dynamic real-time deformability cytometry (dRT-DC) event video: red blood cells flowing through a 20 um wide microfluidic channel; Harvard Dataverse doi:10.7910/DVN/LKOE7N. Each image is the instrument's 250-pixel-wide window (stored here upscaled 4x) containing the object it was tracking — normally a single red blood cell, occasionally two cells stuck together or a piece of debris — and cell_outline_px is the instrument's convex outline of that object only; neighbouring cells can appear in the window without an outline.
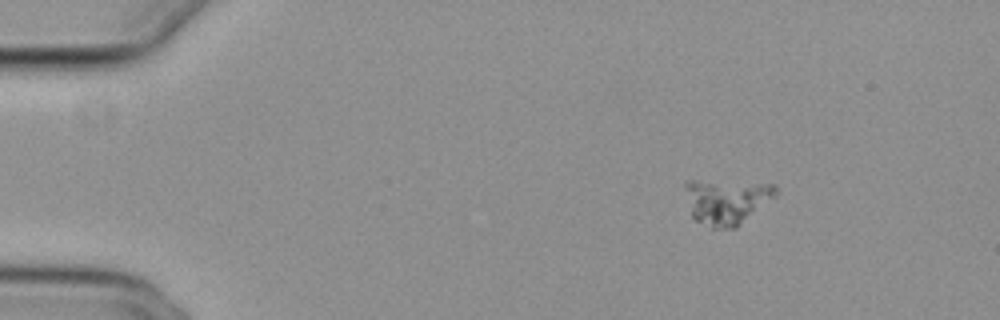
{"species": "common noctule bat (a hibernating species)", "species_latin": "Nyctalus noctula", "temperature_condition": "cold", "stored_images_in_passage": 44, "camera_frame_rate_fps": 3000, "um_per_image_px": 0.085, "animal": {"sex": "female", "body_mass_g": 29.2, "forearm_length_mm": 56.3}, "frame": {"image": 1, "passage_image": 1, "time_ms": 0.0, "image_size_px": [1000, 320], "cell_outline_px": [[776, 196], [736, 228], [712, 228], [696, 220], [692, 216], [684, 184], [688, 180], [696, 180], [776, 184]], "centroid_in_image_um": [61.77, 17.11], "position_along_channel_um": 23.2, "area_um2": 23.7}}
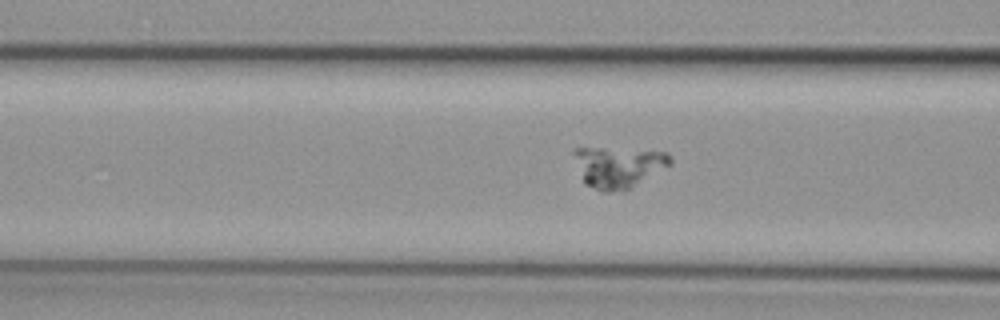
{"frame": {"image": 2, "passage_image": 15, "time_ms": 4.667, "image_size_px": [1000, 320], "cell_outline_px": [[672, 164], [624, 192], [600, 192], [584, 184], [572, 152], [572, 148], [600, 148], [668, 152], [672, 160]], "centroid_in_image_um": [52.54, 14.22], "position_along_channel_um": 114.1, "area_um2": 23.18}}
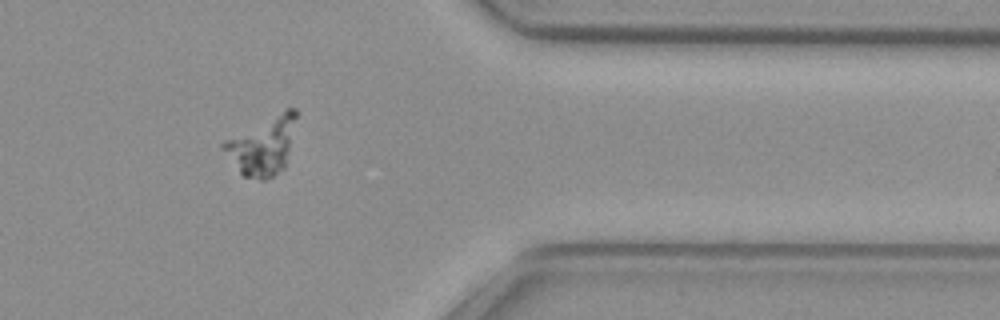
{"frame": {"image": 3, "passage_image": 38, "time_ms": 12.333, "image_size_px": [1000, 320], "cell_outline_px": [[296, 116], [284, 168], [272, 176], [264, 180], [260, 180], [244, 176], [240, 172], [220, 148], [220, 144], [224, 140], [284, 108], [296, 108]], "centroid_in_image_um": [22.27, 12.37], "position_along_channel_um": 389.1, "area_um2": 24.22}}